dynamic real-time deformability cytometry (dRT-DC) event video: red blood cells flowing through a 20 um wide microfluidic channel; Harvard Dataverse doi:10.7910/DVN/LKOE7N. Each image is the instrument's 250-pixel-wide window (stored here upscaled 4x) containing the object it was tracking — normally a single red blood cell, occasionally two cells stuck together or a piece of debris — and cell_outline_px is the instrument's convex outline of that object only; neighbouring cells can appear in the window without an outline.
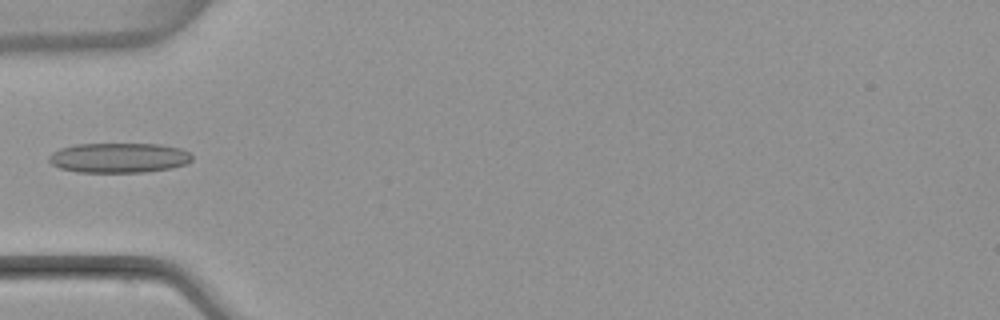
{"species": "common noctule bat (a hibernating species)", "species_latin": "Nyctalus noctula", "temperature_condition": "warm", "stored_images_in_passage": 4, "camera_frame_rate_fps": 3000, "um_per_image_px": 0.085, "animal": {"sex": "female", "body_mass_g": 22.7, "forearm_length_mm": 54.2}, "frame": {"image": 1, "passage_image": 4, "time_ms": 4.667, "image_size_px": [1000, 320], "cell_outline_px": [[192, 160], [188, 164], [172, 168], [144, 172], [76, 172], [60, 168], [52, 164], [48, 160], [48, 156], [52, 152], [60, 148], [76, 144], [160, 144], [180, 148], [188, 152], [192, 156]], "centroid_in_image_um": [10.11, 13.41], "position_along_channel_um": 74.9, "area_um2": 25.09}}